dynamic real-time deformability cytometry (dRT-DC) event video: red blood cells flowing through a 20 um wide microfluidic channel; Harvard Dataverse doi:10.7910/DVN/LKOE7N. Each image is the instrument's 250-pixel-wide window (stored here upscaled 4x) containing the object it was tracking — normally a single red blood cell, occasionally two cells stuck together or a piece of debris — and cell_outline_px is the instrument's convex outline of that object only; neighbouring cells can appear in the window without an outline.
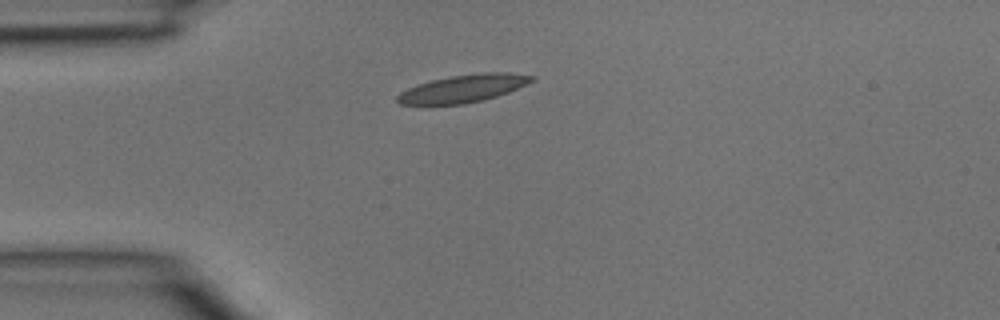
{"species": "common noctule bat (a hibernating species)", "species_latin": "Nyctalus noctula", "temperature_condition": "room temperature", "stored_images_in_passage": 1, "camera_frame_rate_fps": 3000, "um_per_image_px": 0.085, "animal": {"sex": "male", "body_mass_g": 15.6}, "frame": {"image": 1, "passage_image": 1, "time_ms": 0.0, "image_size_px": [1000, 320], "cell_outline_px": [[536, 80], [508, 92], [484, 100], [464, 104], [400, 104], [396, 100], [396, 96], [400, 92], [416, 84], [432, 80], [452, 76], [480, 72], [508, 72], [536, 76]], "centroid_in_image_um": [39.4, 7.51], "position_along_channel_um": 45.6, "area_um2": 21.68}}